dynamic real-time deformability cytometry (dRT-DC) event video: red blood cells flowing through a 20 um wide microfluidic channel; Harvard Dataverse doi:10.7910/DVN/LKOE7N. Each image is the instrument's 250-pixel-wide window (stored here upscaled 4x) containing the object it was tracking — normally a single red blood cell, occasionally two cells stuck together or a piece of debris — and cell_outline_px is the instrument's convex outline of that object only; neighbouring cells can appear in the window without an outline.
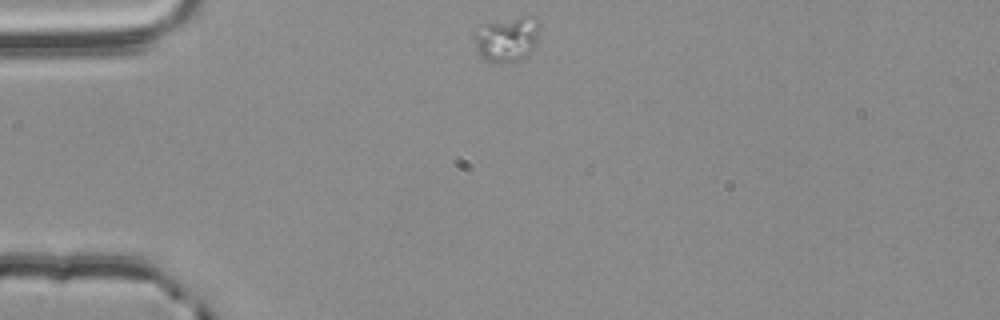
{"species": "common noctule bat (a hibernating species)", "species_latin": "Nyctalus noctula", "temperature_condition": "room temperature", "stored_images_in_passage": 44, "camera_frame_rate_fps": 3000, "um_per_image_px": 0.085, "animal": {"sex": "male", "body_mass_g": 20.4}, "frame": {"image": 1, "passage_image": 1, "time_ms": 0.0, "image_size_px": [1000, 320], "cell_outline_px": [[540, 24], [536, 40], [532, 52], [528, 56], [516, 60], [500, 64], [496, 64], [480, 60], [476, 52], [472, 36], [472, 32], [480, 24], [524, 16], [536, 16]], "centroid_in_image_um": [43.01, 3.34], "position_along_channel_um": 42.0, "area_um2": 17.98}}